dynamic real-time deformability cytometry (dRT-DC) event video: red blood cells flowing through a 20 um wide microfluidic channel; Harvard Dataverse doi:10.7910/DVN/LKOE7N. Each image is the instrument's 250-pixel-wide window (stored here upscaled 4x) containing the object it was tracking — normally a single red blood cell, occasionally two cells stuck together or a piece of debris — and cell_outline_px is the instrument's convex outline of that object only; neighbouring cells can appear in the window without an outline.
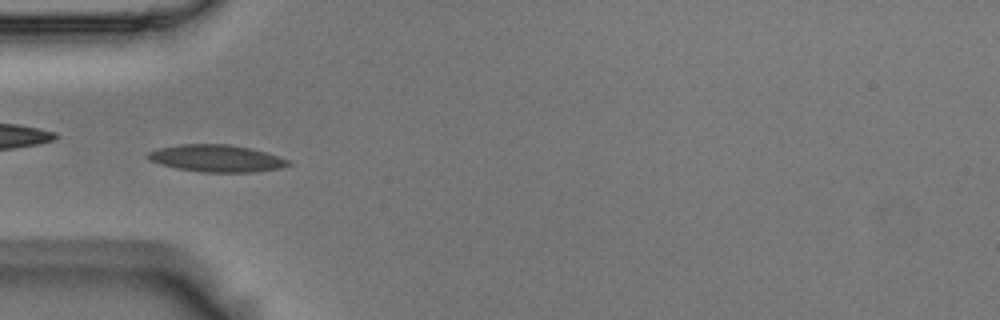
{"species": "Egyptian fruit bat (a non-hibernating species)", "species_latin": "Rousettus aegyptiacus", "temperature_condition": "room temperature", "stored_images_in_passage": 53, "camera_frame_rate_fps": 3000, "um_per_image_px": 0.085, "animal": {"sex": "male"}, "frame": {"image": 1, "passage_image": 16, "time_ms": 5.0, "image_size_px": [1000, 320], "cell_outline_px": [[292, 164], [280, 168], [256, 172], [204, 172], [176, 168], [160, 164], [148, 160], [144, 156], [148, 152], [160, 148], [180, 144], [228, 144], [252, 148], [288, 160]], "centroid_in_image_um": [18.37, 13.46], "position_along_channel_um": 66.6, "area_um2": 22.14}}
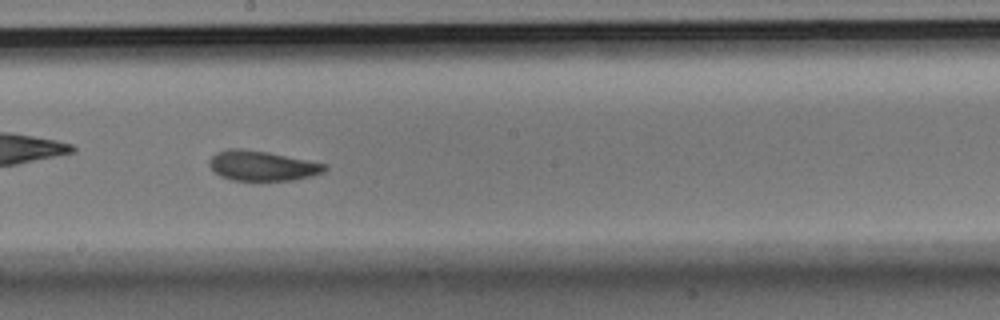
{"frame": {"image": 2, "passage_image": 29, "time_ms": 9.333, "image_size_px": [1000, 320], "cell_outline_px": [[328, 168], [324, 172], [312, 176], [292, 180], [232, 180], [220, 176], [208, 164], [208, 160], [216, 152], [228, 148], [240, 148], [268, 152], [328, 164]], "centroid_in_image_um": [22.29, 14.08], "position_along_channel_um": 225.9, "area_um2": 20.23}}
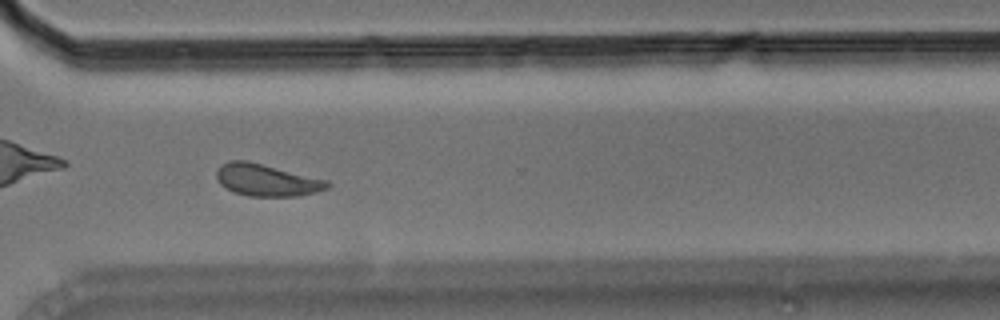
{"frame": {"image": 3, "passage_image": 39, "time_ms": 12.667, "image_size_px": [1000, 320], "cell_outline_px": [[332, 184], [328, 188], [316, 192], [300, 196], [248, 196], [236, 192], [220, 184], [216, 176], [216, 172], [220, 164], [228, 160], [248, 160], [328, 180]], "centroid_in_image_um": [22.68, 15.29], "position_along_channel_um": 347.9, "area_um2": 20.81}, "authors_computed_cell_mechanics": {"area_um2": 20.23, "velocity_mm_per_s": 3.6643, "shape_relaxation_time_tau1_ms": 3.4946, "shape_relaxation_time_tau2_ms": 2.5112, "deformation_change_tau1": 0.1287, "deformation_change_tau2": 0.0884}}